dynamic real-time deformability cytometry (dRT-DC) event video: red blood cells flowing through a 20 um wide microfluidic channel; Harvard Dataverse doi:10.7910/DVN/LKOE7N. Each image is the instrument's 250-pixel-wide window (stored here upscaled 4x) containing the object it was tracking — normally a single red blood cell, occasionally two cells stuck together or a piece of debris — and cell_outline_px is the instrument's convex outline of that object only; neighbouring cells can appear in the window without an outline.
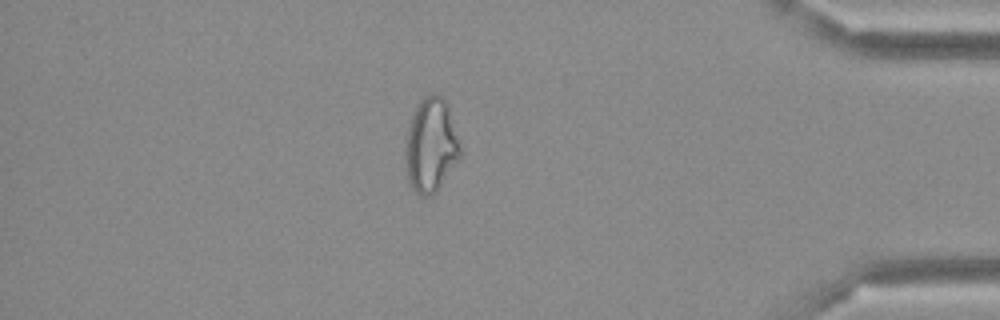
{"species": "Egyptian fruit bat (a non-hibernating species)", "species_latin": "Rousettus aegyptiacus", "temperature_condition": "cold", "stored_images_in_passage": 48, "camera_frame_rate_fps": 3000, "um_per_image_px": 0.085, "frame": {"image": 1, "passage_image": 41, "time_ms": 13.333, "image_size_px": [1000, 320], "cell_outline_px": [[460, 156], [436, 192], [432, 196], [420, 196], [412, 188], [408, 180], [404, 156], [404, 152], [408, 128], [416, 104], [424, 96], [432, 92], [436, 92], [444, 96], [448, 104], [460, 148]], "centroid_in_image_um": [36.6, 12.31], "position_along_channel_um": 398.6, "area_um2": 30.17}}